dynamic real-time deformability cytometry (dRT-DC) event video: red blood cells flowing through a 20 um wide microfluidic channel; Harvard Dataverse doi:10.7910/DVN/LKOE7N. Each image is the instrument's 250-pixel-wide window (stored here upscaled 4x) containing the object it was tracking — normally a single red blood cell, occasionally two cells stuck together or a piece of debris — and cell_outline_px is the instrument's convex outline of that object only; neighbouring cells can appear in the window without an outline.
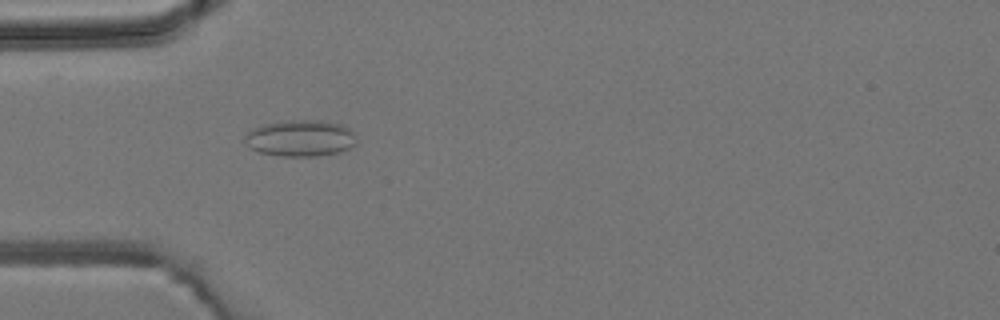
{"species": "common noctule bat (a hibernating species)", "species_latin": "Nyctalus noctula", "temperature_condition": "room temperature", "stored_images_in_passage": 1, "camera_frame_rate_fps": 3000, "um_per_image_px": 0.085, "animal": {"sex": "male", "body_mass_g": 19.2, "forearm_length_mm": 51.8}, "frame": {"image": 1, "passage_image": 1, "time_ms": 0.0, "image_size_px": [1000, 320], "cell_outline_px": [[356, 144], [348, 148], [336, 152], [316, 156], [284, 156], [260, 152], [252, 148], [244, 140], [244, 136], [252, 128], [264, 124], [288, 120], [316, 120], [340, 124], [348, 128], [352, 132], [356, 140]], "centroid_in_image_um": [25.52, 11.74], "position_along_channel_um": 59.5, "area_um2": 23.35}}